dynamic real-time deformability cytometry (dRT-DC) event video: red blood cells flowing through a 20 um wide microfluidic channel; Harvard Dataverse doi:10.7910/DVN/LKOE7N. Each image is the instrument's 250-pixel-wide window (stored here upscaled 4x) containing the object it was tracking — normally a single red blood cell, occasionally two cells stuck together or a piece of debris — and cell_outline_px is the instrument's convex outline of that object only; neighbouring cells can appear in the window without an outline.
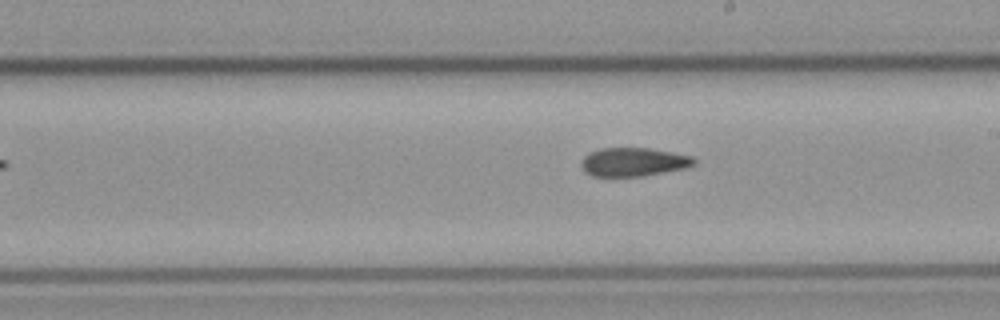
{"species": "common noctule bat (a hibernating species)", "species_latin": "Nyctalus noctula", "temperature_condition": "cold", "stored_images_in_passage": 8, "camera_frame_rate_fps": 3000, "um_per_image_px": 0.085, "animal": {"sex": "male", "body_mass_g": 23.1, "forearm_length_mm": 52.7}, "frame": {"image": 1, "passage_image": 8, "time_ms": 9.667, "image_size_px": [1000, 320], "cell_outline_px": [[696, 164], [688, 168], [644, 176], [592, 176], [584, 172], [580, 164], [580, 160], [588, 152], [600, 148], [648, 148], [692, 156], [696, 160]], "centroid_in_image_um": [53.83, 13.77], "position_along_channel_um": 235.2, "area_um2": 19.07}}